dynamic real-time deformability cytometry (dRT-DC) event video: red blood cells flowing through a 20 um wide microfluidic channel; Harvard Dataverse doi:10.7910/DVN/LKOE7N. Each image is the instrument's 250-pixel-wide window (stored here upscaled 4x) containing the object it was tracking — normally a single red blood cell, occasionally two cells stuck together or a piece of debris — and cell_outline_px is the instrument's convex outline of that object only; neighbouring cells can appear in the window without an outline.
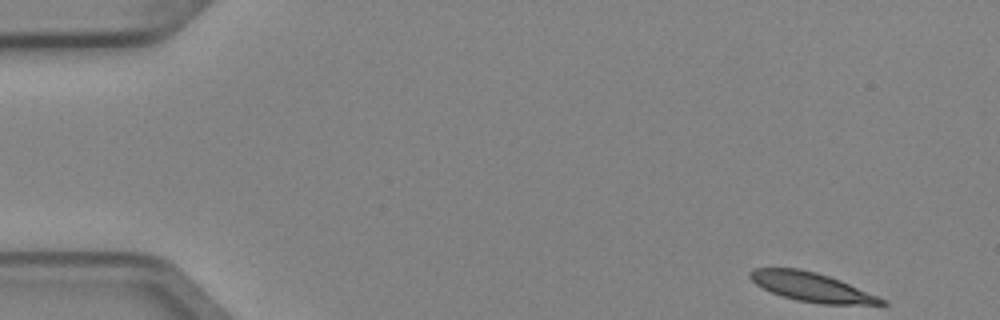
{"species": "Egyptian fruit bat (a non-hibernating species)", "species_latin": "Rousettus aegyptiacus", "temperature_condition": "cold", "stored_images_in_passage": 4, "camera_frame_rate_fps": 3000, "um_per_image_px": 0.085, "animal": {"sex": "female"}, "frame": {"image": 1, "passage_image": 1, "time_ms": 0.0, "image_size_px": [1000, 320], "cell_outline_px": [[888, 304], [820, 304], [796, 300], [780, 296], [756, 284], [748, 276], [748, 272], [752, 268], [800, 268], [816, 272], [840, 280], [888, 300]], "centroid_in_image_um": [68.97, 24.39], "position_along_channel_um": 16.0, "area_um2": 22.25}}
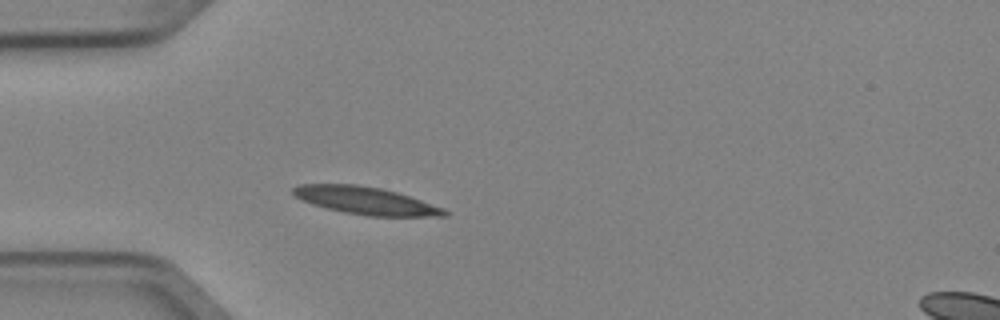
{"frame": {"image": 2, "passage_image": 4, "time_ms": 1.0, "image_size_px": [1000, 320], "cell_outline_px": [[452, 212], [448, 216], [368, 216], [344, 212], [312, 204], [300, 200], [292, 192], [292, 188], [300, 184], [356, 184], [384, 188], [444, 208]], "centroid_in_image_um": [31.1, 17.05], "position_along_channel_um": 53.9, "area_um2": 24.28}}